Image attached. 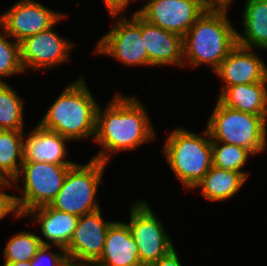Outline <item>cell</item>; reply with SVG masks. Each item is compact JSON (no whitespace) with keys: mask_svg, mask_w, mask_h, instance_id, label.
<instances>
[{"mask_svg":"<svg viewBox=\"0 0 267 266\" xmlns=\"http://www.w3.org/2000/svg\"><path fill=\"white\" fill-rule=\"evenodd\" d=\"M144 104L136 97L117 93L104 111L98 105L94 143L102 147L92 159L109 163L119 151H133L155 139Z\"/></svg>","mask_w":267,"mask_h":266,"instance_id":"obj_1","label":"cell"},{"mask_svg":"<svg viewBox=\"0 0 267 266\" xmlns=\"http://www.w3.org/2000/svg\"><path fill=\"white\" fill-rule=\"evenodd\" d=\"M228 10L206 9L182 37L183 67L208 65L213 72L237 45V29Z\"/></svg>","mask_w":267,"mask_h":266,"instance_id":"obj_2","label":"cell"},{"mask_svg":"<svg viewBox=\"0 0 267 266\" xmlns=\"http://www.w3.org/2000/svg\"><path fill=\"white\" fill-rule=\"evenodd\" d=\"M80 76L65 87L38 124L69 140L95 136L98 105Z\"/></svg>","mask_w":267,"mask_h":266,"instance_id":"obj_3","label":"cell"},{"mask_svg":"<svg viewBox=\"0 0 267 266\" xmlns=\"http://www.w3.org/2000/svg\"><path fill=\"white\" fill-rule=\"evenodd\" d=\"M163 151L174 176L187 189H194L213 166L212 141L205 128L203 136L177 128L166 138Z\"/></svg>","mask_w":267,"mask_h":266,"instance_id":"obj_4","label":"cell"},{"mask_svg":"<svg viewBox=\"0 0 267 266\" xmlns=\"http://www.w3.org/2000/svg\"><path fill=\"white\" fill-rule=\"evenodd\" d=\"M207 121L211 141L234 144L253 156L267 148V115L238 111L217 100Z\"/></svg>","mask_w":267,"mask_h":266,"instance_id":"obj_5","label":"cell"},{"mask_svg":"<svg viewBox=\"0 0 267 266\" xmlns=\"http://www.w3.org/2000/svg\"><path fill=\"white\" fill-rule=\"evenodd\" d=\"M73 165L23 161L18 177L10 184L14 188L21 179L19 176H23V188L20 190L22 196L12 195L16 213L14 217L21 219L34 208L50 205Z\"/></svg>","mask_w":267,"mask_h":266,"instance_id":"obj_6","label":"cell"},{"mask_svg":"<svg viewBox=\"0 0 267 266\" xmlns=\"http://www.w3.org/2000/svg\"><path fill=\"white\" fill-rule=\"evenodd\" d=\"M108 163L91 159L87 164H74L62 188L50 206L78 217L100 209L96 199L98 186Z\"/></svg>","mask_w":267,"mask_h":266,"instance_id":"obj_7","label":"cell"},{"mask_svg":"<svg viewBox=\"0 0 267 266\" xmlns=\"http://www.w3.org/2000/svg\"><path fill=\"white\" fill-rule=\"evenodd\" d=\"M109 14L117 20L98 41L95 53L109 55L126 66H149L144 37H141V15L135 11L128 19L123 13Z\"/></svg>","mask_w":267,"mask_h":266,"instance_id":"obj_8","label":"cell"},{"mask_svg":"<svg viewBox=\"0 0 267 266\" xmlns=\"http://www.w3.org/2000/svg\"><path fill=\"white\" fill-rule=\"evenodd\" d=\"M128 228L137 243L140 261L148 266L165 256L173 248V242L165 232L162 221L155 215L146 200L132 204Z\"/></svg>","mask_w":267,"mask_h":266,"instance_id":"obj_9","label":"cell"},{"mask_svg":"<svg viewBox=\"0 0 267 266\" xmlns=\"http://www.w3.org/2000/svg\"><path fill=\"white\" fill-rule=\"evenodd\" d=\"M63 13L55 12L34 0H19L0 15V28L16 42L55 26Z\"/></svg>","mask_w":267,"mask_h":266,"instance_id":"obj_10","label":"cell"},{"mask_svg":"<svg viewBox=\"0 0 267 266\" xmlns=\"http://www.w3.org/2000/svg\"><path fill=\"white\" fill-rule=\"evenodd\" d=\"M113 222L104 221L100 209L80 216L65 249L68 259L82 266H92L103 253L106 235Z\"/></svg>","mask_w":267,"mask_h":266,"instance_id":"obj_11","label":"cell"},{"mask_svg":"<svg viewBox=\"0 0 267 266\" xmlns=\"http://www.w3.org/2000/svg\"><path fill=\"white\" fill-rule=\"evenodd\" d=\"M205 10L201 0H147L137 12L148 22L183 37Z\"/></svg>","mask_w":267,"mask_h":266,"instance_id":"obj_12","label":"cell"},{"mask_svg":"<svg viewBox=\"0 0 267 266\" xmlns=\"http://www.w3.org/2000/svg\"><path fill=\"white\" fill-rule=\"evenodd\" d=\"M58 34L52 26L20 42V60L25 73L27 68L47 70L70 61L69 53L74 44Z\"/></svg>","mask_w":267,"mask_h":266,"instance_id":"obj_13","label":"cell"},{"mask_svg":"<svg viewBox=\"0 0 267 266\" xmlns=\"http://www.w3.org/2000/svg\"><path fill=\"white\" fill-rule=\"evenodd\" d=\"M254 50L237 44L229 52L214 71L224 82L221 91L230 86L267 80V65Z\"/></svg>","mask_w":267,"mask_h":266,"instance_id":"obj_14","label":"cell"},{"mask_svg":"<svg viewBox=\"0 0 267 266\" xmlns=\"http://www.w3.org/2000/svg\"><path fill=\"white\" fill-rule=\"evenodd\" d=\"M141 37H144L149 66L183 67V46L180 35L166 31L141 16Z\"/></svg>","mask_w":267,"mask_h":266,"instance_id":"obj_15","label":"cell"},{"mask_svg":"<svg viewBox=\"0 0 267 266\" xmlns=\"http://www.w3.org/2000/svg\"><path fill=\"white\" fill-rule=\"evenodd\" d=\"M92 266H143L128 225L114 221L107 232L101 257Z\"/></svg>","mask_w":267,"mask_h":266,"instance_id":"obj_16","label":"cell"},{"mask_svg":"<svg viewBox=\"0 0 267 266\" xmlns=\"http://www.w3.org/2000/svg\"><path fill=\"white\" fill-rule=\"evenodd\" d=\"M27 215H33V221L41 225L40 232L47 240L40 237L42 244L54 245L60 250L67 248L79 219L76 215L56 210L50 205L34 208Z\"/></svg>","mask_w":267,"mask_h":266,"instance_id":"obj_17","label":"cell"},{"mask_svg":"<svg viewBox=\"0 0 267 266\" xmlns=\"http://www.w3.org/2000/svg\"><path fill=\"white\" fill-rule=\"evenodd\" d=\"M26 137L24 134V161L47 162L52 164H75L67 157L66 137L46 130L39 124Z\"/></svg>","mask_w":267,"mask_h":266,"instance_id":"obj_18","label":"cell"},{"mask_svg":"<svg viewBox=\"0 0 267 266\" xmlns=\"http://www.w3.org/2000/svg\"><path fill=\"white\" fill-rule=\"evenodd\" d=\"M218 100L238 111L267 115V80L226 87L220 91Z\"/></svg>","mask_w":267,"mask_h":266,"instance_id":"obj_19","label":"cell"},{"mask_svg":"<svg viewBox=\"0 0 267 266\" xmlns=\"http://www.w3.org/2000/svg\"><path fill=\"white\" fill-rule=\"evenodd\" d=\"M242 16L243 34L237 31V44L267 51V0H246Z\"/></svg>","mask_w":267,"mask_h":266,"instance_id":"obj_20","label":"cell"},{"mask_svg":"<svg viewBox=\"0 0 267 266\" xmlns=\"http://www.w3.org/2000/svg\"><path fill=\"white\" fill-rule=\"evenodd\" d=\"M246 179L239 172L212 166L194 189H201L205 199L218 202L234 197Z\"/></svg>","mask_w":267,"mask_h":266,"instance_id":"obj_21","label":"cell"},{"mask_svg":"<svg viewBox=\"0 0 267 266\" xmlns=\"http://www.w3.org/2000/svg\"><path fill=\"white\" fill-rule=\"evenodd\" d=\"M24 132L0 130V179L11 184L24 161Z\"/></svg>","mask_w":267,"mask_h":266,"instance_id":"obj_22","label":"cell"},{"mask_svg":"<svg viewBox=\"0 0 267 266\" xmlns=\"http://www.w3.org/2000/svg\"><path fill=\"white\" fill-rule=\"evenodd\" d=\"M24 101L9 84H0V130L24 131Z\"/></svg>","mask_w":267,"mask_h":266,"instance_id":"obj_23","label":"cell"},{"mask_svg":"<svg viewBox=\"0 0 267 266\" xmlns=\"http://www.w3.org/2000/svg\"><path fill=\"white\" fill-rule=\"evenodd\" d=\"M250 155L252 156L253 154L243 147L212 141L213 166L217 168L239 172L247 178L249 174L243 171L242 168L246 166L245 164Z\"/></svg>","mask_w":267,"mask_h":266,"instance_id":"obj_24","label":"cell"},{"mask_svg":"<svg viewBox=\"0 0 267 266\" xmlns=\"http://www.w3.org/2000/svg\"><path fill=\"white\" fill-rule=\"evenodd\" d=\"M40 236L22 231L14 234L3 251L4 263H16L20 261L32 260L37 251L41 248Z\"/></svg>","mask_w":267,"mask_h":266,"instance_id":"obj_25","label":"cell"},{"mask_svg":"<svg viewBox=\"0 0 267 266\" xmlns=\"http://www.w3.org/2000/svg\"><path fill=\"white\" fill-rule=\"evenodd\" d=\"M0 32V84H7L2 77L25 73L20 60V43L12 39L4 30ZM7 38V39H6Z\"/></svg>","mask_w":267,"mask_h":266,"instance_id":"obj_26","label":"cell"},{"mask_svg":"<svg viewBox=\"0 0 267 266\" xmlns=\"http://www.w3.org/2000/svg\"><path fill=\"white\" fill-rule=\"evenodd\" d=\"M51 247L42 245L31 260V266H64L69 261L65 250L57 253L51 251Z\"/></svg>","mask_w":267,"mask_h":266,"instance_id":"obj_27","label":"cell"},{"mask_svg":"<svg viewBox=\"0 0 267 266\" xmlns=\"http://www.w3.org/2000/svg\"><path fill=\"white\" fill-rule=\"evenodd\" d=\"M6 186L8 188L11 187L9 183H0V220L8 214H15L16 216L12 195L2 191L4 187L7 188Z\"/></svg>","mask_w":267,"mask_h":266,"instance_id":"obj_28","label":"cell"},{"mask_svg":"<svg viewBox=\"0 0 267 266\" xmlns=\"http://www.w3.org/2000/svg\"><path fill=\"white\" fill-rule=\"evenodd\" d=\"M148 266H182V264L180 262L176 249L173 248L165 256L161 257Z\"/></svg>","mask_w":267,"mask_h":266,"instance_id":"obj_29","label":"cell"},{"mask_svg":"<svg viewBox=\"0 0 267 266\" xmlns=\"http://www.w3.org/2000/svg\"><path fill=\"white\" fill-rule=\"evenodd\" d=\"M108 13H124L131 0H103Z\"/></svg>","mask_w":267,"mask_h":266,"instance_id":"obj_30","label":"cell"},{"mask_svg":"<svg viewBox=\"0 0 267 266\" xmlns=\"http://www.w3.org/2000/svg\"><path fill=\"white\" fill-rule=\"evenodd\" d=\"M233 0H201L206 9L229 10Z\"/></svg>","mask_w":267,"mask_h":266,"instance_id":"obj_31","label":"cell"},{"mask_svg":"<svg viewBox=\"0 0 267 266\" xmlns=\"http://www.w3.org/2000/svg\"><path fill=\"white\" fill-rule=\"evenodd\" d=\"M3 266H31V260L30 261H20L16 263H4Z\"/></svg>","mask_w":267,"mask_h":266,"instance_id":"obj_32","label":"cell"},{"mask_svg":"<svg viewBox=\"0 0 267 266\" xmlns=\"http://www.w3.org/2000/svg\"><path fill=\"white\" fill-rule=\"evenodd\" d=\"M64 266H82V265H79L77 263H75L74 261H68Z\"/></svg>","mask_w":267,"mask_h":266,"instance_id":"obj_33","label":"cell"}]
</instances>
